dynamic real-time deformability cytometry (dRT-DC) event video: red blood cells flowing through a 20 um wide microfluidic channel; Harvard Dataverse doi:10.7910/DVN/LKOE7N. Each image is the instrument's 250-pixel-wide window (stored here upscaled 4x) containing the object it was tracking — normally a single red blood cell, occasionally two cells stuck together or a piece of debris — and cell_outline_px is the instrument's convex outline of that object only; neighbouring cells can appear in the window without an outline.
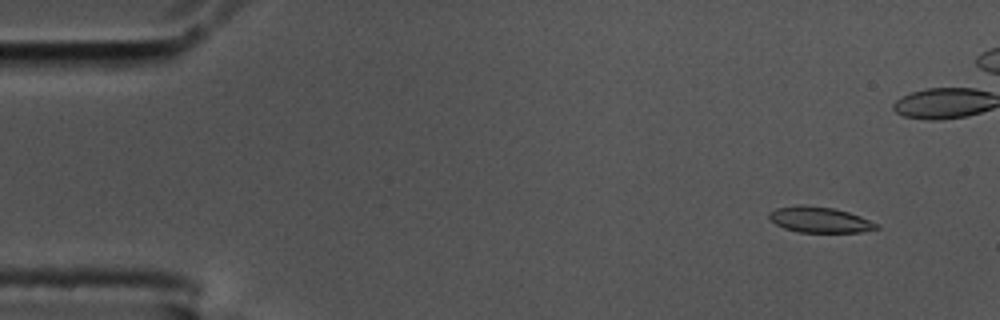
{"species": "common noctule bat (a hibernating species)", "species_latin": "Nyctalus noctula", "temperature_condition": "cold", "stored_images_in_passage": 57, "camera_frame_rate_fps": 3000, "um_per_image_px": 0.085, "animal": {"sex": "male", "body_mass_g": 17.5, "forearm_length_mm": 52.3}, "frame": {"image": 1, "passage_image": 5, "time_ms": 1.333, "image_size_px": [1000, 320], "cell_outline_px": [[880, 228], [860, 232], [796, 232], [784, 228], [776, 224], [768, 216], [768, 212], [776, 208], [800, 204], [804, 204], [832, 208], [848, 212], [860, 216], [880, 224]], "centroid_in_image_um": [69.67, 18.67], "position_along_channel_um": 15.3, "area_um2": 16.18}}
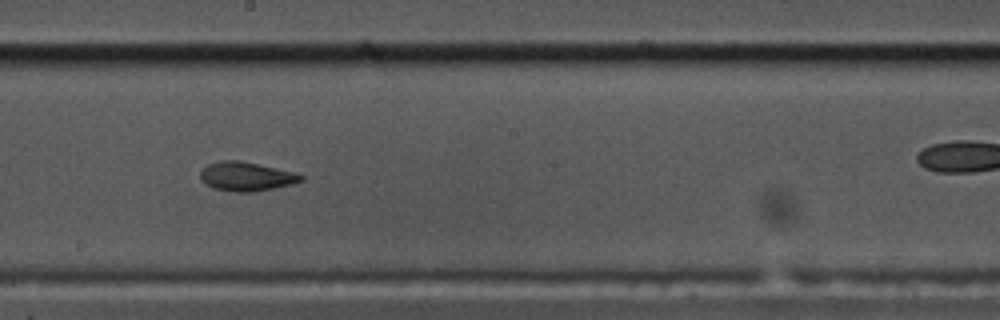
{"frame": {"image": 2, "passage_image": 31, "time_ms": 10.0, "image_size_px": [1000, 320], "cell_outline_px": [[304, 180], [292, 184], [252, 192], [236, 192], [212, 188], [204, 184], [200, 180], [200, 172], [208, 164], [220, 160], [240, 160], [296, 172], [304, 176]], "centroid_in_image_um": [20.92, 14.99], "position_along_channel_um": 227.3, "area_um2": 17.17}}
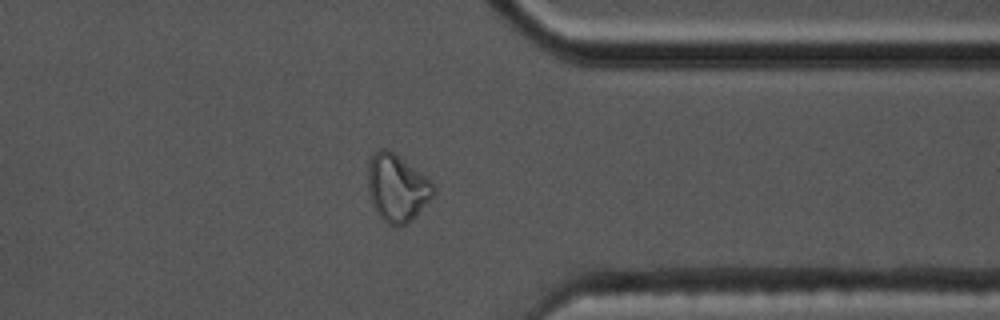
{"frame": {"image": 3, "passage_image": 44, "time_ms": 14.333, "image_size_px": [1000, 320], "cell_outline_px": [[436, 192], [416, 216], [412, 220], [400, 228], [396, 228], [388, 224], [376, 212], [372, 204], [368, 192], [368, 160], [380, 148], [388, 148], [432, 180], [436, 188]], "centroid_in_image_um": [33.76, 15.98], "position_along_channel_um": 377.6, "area_um2": 26.13}, "authors_computed_cell_mechanics": {"area_um2": 16.8198, "velocity_mm_per_s": 3.615, "shape_relaxation_time_tau1_ms": null, "shape_relaxation_time_tau2_ms": 2.6437, "deformation_change_tau1": null, "deformation_change_tau2": 0.0841}}